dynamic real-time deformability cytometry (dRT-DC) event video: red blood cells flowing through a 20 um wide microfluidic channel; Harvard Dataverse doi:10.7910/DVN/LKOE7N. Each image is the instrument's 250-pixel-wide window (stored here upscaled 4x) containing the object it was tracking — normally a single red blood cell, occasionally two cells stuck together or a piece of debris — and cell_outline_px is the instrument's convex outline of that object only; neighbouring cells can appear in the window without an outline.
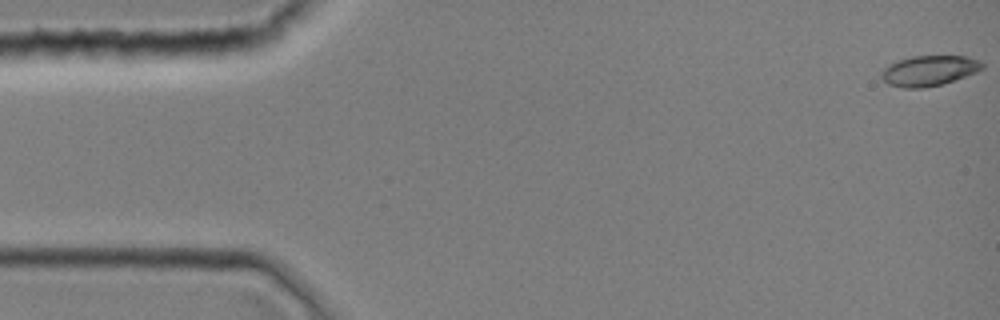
{"species": "common noctule bat (a hibernating species)", "species_latin": "Nyctalus noctula", "temperature_condition": "room temperature", "stored_images_in_passage": 2, "camera_frame_rate_fps": 3000, "um_per_image_px": 0.085, "animal": {"sex": "female", "body_mass_g": 19.0, "forearm_length_mm": 51.5}, "frame": {"image": 1, "passage_image": 1, "time_ms": 0.0, "image_size_px": [1000, 320], "cell_outline_px": [[984, 68], [976, 72], [944, 84], [924, 88], [904, 88], [888, 84], [880, 76], [880, 72], [888, 64], [896, 60], [912, 56], [968, 56], [980, 60], [984, 64]], "centroid_in_image_um": [78.97, 6.0], "position_along_channel_um": 6.0, "area_um2": 18.09}}